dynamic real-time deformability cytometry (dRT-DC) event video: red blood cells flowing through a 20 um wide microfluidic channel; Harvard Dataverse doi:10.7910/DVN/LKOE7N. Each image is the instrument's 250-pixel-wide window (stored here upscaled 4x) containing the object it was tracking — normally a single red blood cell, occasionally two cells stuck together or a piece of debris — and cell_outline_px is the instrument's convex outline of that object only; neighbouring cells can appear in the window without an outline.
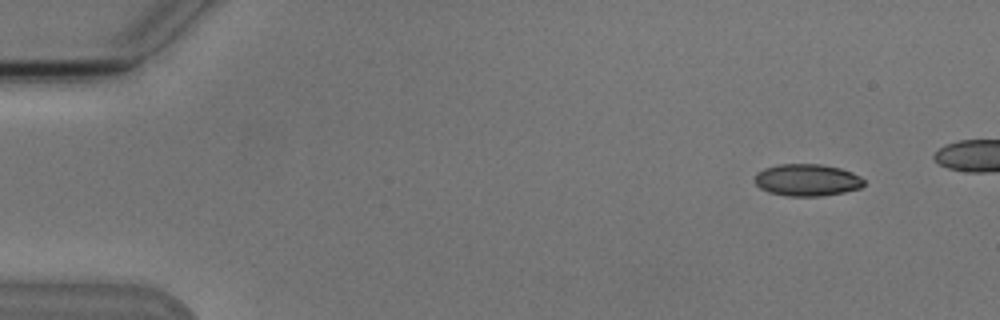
{"species": "Egyptian fruit bat (a non-hibernating species)", "species_latin": "Rousettus aegyptiacus", "temperature_condition": "cold", "stored_images_in_passage": 5, "camera_frame_rate_fps": 3000, "um_per_image_px": 0.085, "animal": {"sex": "male"}, "frame": {"image": 1, "passage_image": 1, "time_ms": 0.0, "image_size_px": [1000, 320], "cell_outline_px": [[864, 184], [860, 188], [844, 192], [820, 196], [788, 196], [768, 192], [760, 188], [756, 184], [756, 172], [764, 168], [776, 164], [820, 164], [840, 168], [852, 172], [860, 176], [864, 180]], "centroid_in_image_um": [68.59, 15.3], "position_along_channel_um": 16.4, "area_um2": 20.4}}